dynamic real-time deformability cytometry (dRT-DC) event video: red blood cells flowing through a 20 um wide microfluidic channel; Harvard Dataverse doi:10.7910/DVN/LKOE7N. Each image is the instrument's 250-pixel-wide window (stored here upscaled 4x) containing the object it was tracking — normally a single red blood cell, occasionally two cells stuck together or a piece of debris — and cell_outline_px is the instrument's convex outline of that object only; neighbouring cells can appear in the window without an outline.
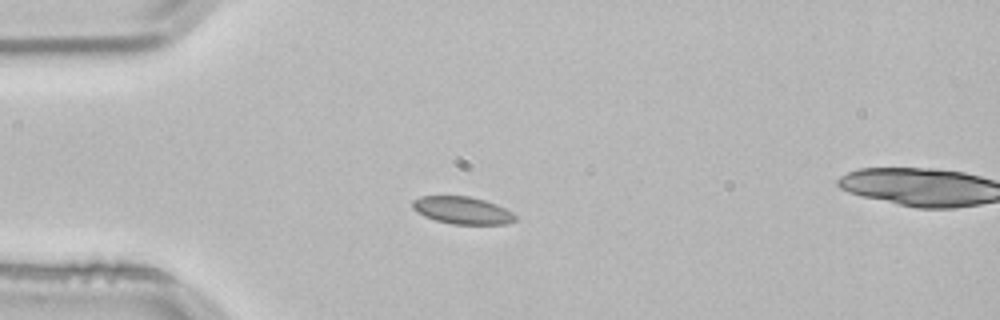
{"species": "common noctule bat (a hibernating species)", "species_latin": "Nyctalus noctula", "temperature_condition": "room temperature", "stored_images_in_passage": 42, "camera_frame_rate_fps": 3000, "um_per_image_px": 0.085, "animal": {"sex": "male", "body_mass_g": 21.5, "forearm_length_mm": 52.0}, "frame": {"image": 1, "passage_image": 1, "time_ms": 0.0, "image_size_px": [1000, 320], "cell_outline_px": [[516, 220], [504, 224], [452, 224], [436, 220], [424, 216], [416, 212], [412, 208], [412, 200], [420, 196], [468, 196], [484, 200], [496, 204], [512, 212], [516, 216]], "centroid_in_image_um": [39.27, 17.87], "position_along_channel_um": 45.7, "area_um2": 16.36}}
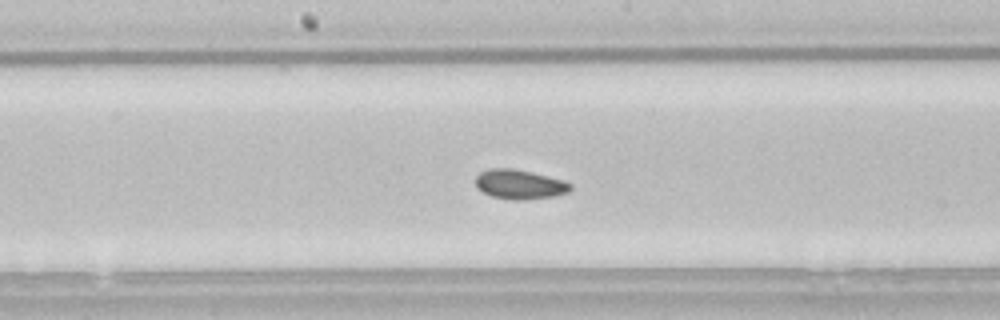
{"frame": {"image": 2, "passage_image": 15, "time_ms": 4.667, "image_size_px": [1000, 320], "cell_outline_px": [[572, 188], [568, 192], [556, 196], [524, 200], [516, 200], [492, 196], [476, 188], [476, 176], [480, 172], [488, 168], [512, 168], [532, 172], [564, 180], [572, 184]], "centroid_in_image_um": [44.18, 15.66], "position_along_channel_um": 204.0, "area_um2": 16.42}}
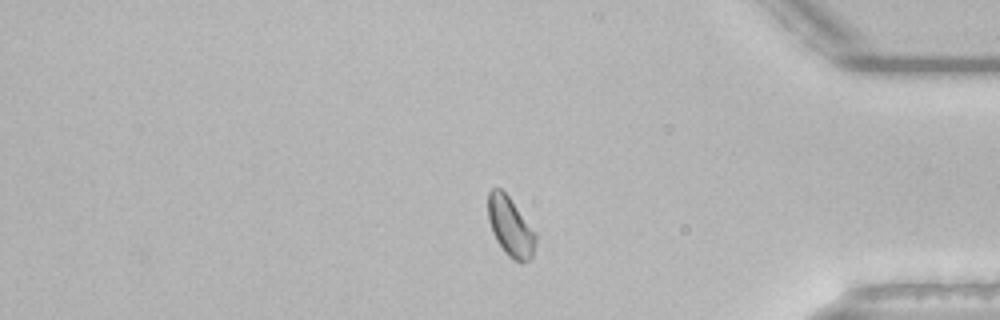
{"frame": {"image": 3, "passage_image": 32, "time_ms": 10.333, "image_size_px": [1000, 320], "cell_outline_px": [[536, 240], [532, 256], [528, 260], [520, 264], [508, 256], [504, 252], [496, 240], [492, 232], [488, 220], [488, 192], [492, 188], [500, 188], [508, 196], [536, 236]], "centroid_in_image_um": [43.34, 19.3], "position_along_channel_um": 391.9, "area_um2": 16.07}, "authors_computed_cell_mechanics": {"area_um2": 16.0684, "velocity_mm_per_s": 3.7759, "shape_relaxation_time_tau1_ms": null, "shape_relaxation_time_tau2_ms": 2.8686, "deformation_change_tau1": null, "deformation_change_tau2": 0.0543}}